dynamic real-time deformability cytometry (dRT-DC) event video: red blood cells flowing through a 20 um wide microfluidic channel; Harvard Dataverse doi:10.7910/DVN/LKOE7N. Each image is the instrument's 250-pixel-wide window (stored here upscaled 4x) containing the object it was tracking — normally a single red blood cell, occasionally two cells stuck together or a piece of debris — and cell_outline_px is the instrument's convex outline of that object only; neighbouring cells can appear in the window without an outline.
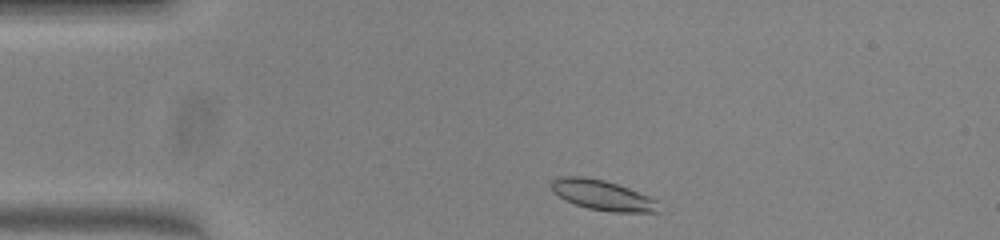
{"species": "common noctule bat (a hibernating species)", "species_latin": "Nyctalus noctula", "temperature_condition": "warm", "stored_images_in_passage": 43, "camera_frame_rate_fps": 3000, "um_per_image_px": 0.085, "animal": {"sex": "female", "body_mass_g": 23.0, "forearm_length_mm": 53.4}, "frame": {"image": 1, "passage_image": 2, "time_ms": 0.333, "image_size_px": [1000, 240], "cell_outline_px": [[660, 212], [612, 212], [588, 208], [564, 200], [552, 192], [552, 180], [560, 176], [584, 176], [604, 180], [628, 188], [648, 196], [656, 200]], "centroid_in_image_um": [51.18, 16.59], "position_along_channel_um": 33.8, "area_um2": 18.73}}
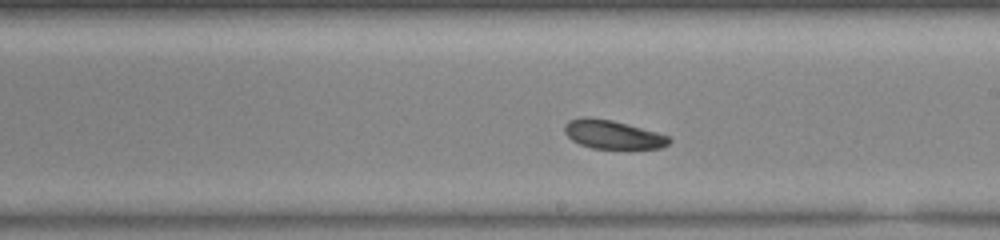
{"frame": {"image": 2, "passage_image": 21, "time_ms": 6.667, "image_size_px": [1000, 240], "cell_outline_px": [[672, 140], [668, 144], [660, 148], [592, 148], [580, 144], [572, 140], [564, 132], [564, 124], [568, 120], [612, 120], [628, 124], [656, 132], [668, 136]], "centroid_in_image_um": [52.12, 11.47], "position_along_channel_um": 236.9, "area_um2": 16.7}}
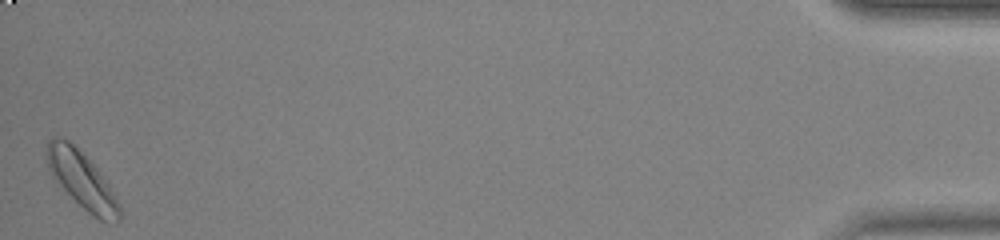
{"frame": {"image": 3, "passage_image": 43, "time_ms": 14.0, "image_size_px": [1000, 240], "cell_outline_px": [[120, 220], [116, 224], [108, 224], [100, 220], [88, 212], [52, 176], [48, 168], [44, 156], [44, 152], [48, 140], [56, 136], [68, 140], [96, 168], [108, 184], [120, 204]], "centroid_in_image_um": [6.94, 15.31], "position_along_channel_um": 428.3, "area_um2": 23.64}}